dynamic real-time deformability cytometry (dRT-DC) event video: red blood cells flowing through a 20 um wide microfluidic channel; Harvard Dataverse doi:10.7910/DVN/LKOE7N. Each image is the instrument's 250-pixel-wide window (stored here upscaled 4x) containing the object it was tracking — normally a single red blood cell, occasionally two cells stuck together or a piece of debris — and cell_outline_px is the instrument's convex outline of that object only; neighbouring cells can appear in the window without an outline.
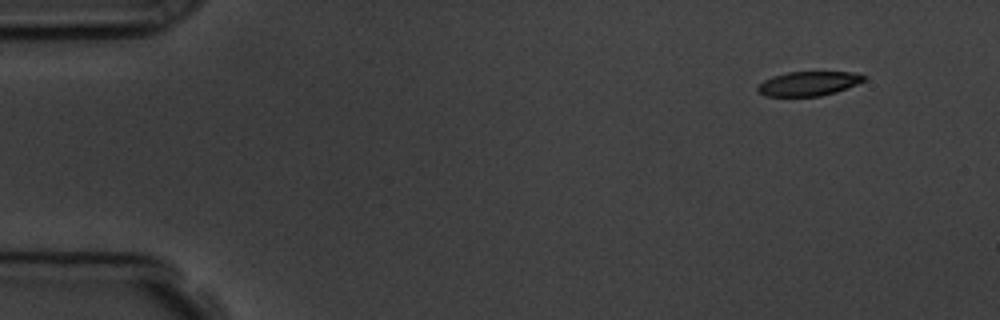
{"species": "common noctule bat (a hibernating species)", "species_latin": "Nyctalus noctula", "temperature_condition": "room temperature", "stored_images_in_passage": 6, "camera_frame_rate_fps": 3000, "um_per_image_px": 0.085, "animal": {"sex": "male", "body_mass_g": 19.5, "forearm_length_mm": 54.6}, "frame": {"image": 1, "passage_image": 1, "time_ms": 0.0, "image_size_px": [1000, 320], "cell_outline_px": [[868, 76], [864, 80], [856, 84], [836, 92], [820, 96], [764, 96], [756, 92], [756, 88], [764, 80], [772, 76], [788, 72], [852, 72]], "centroid_in_image_um": [68.69, 7.11], "position_along_channel_um": 16.3, "area_um2": 15.09}}
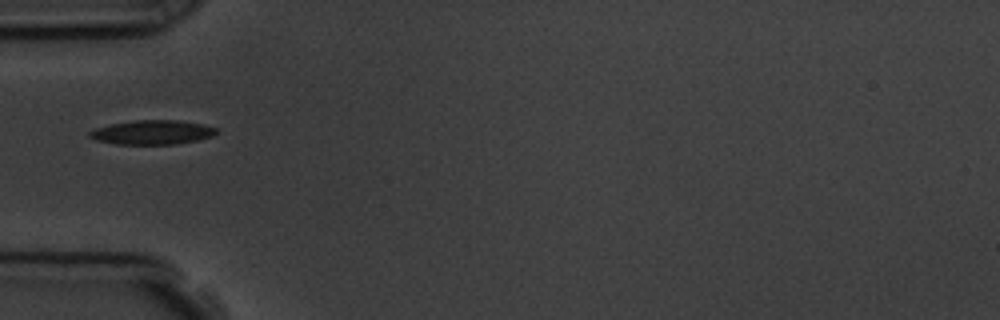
{"frame": {"image": 2, "passage_image": 4, "time_ms": 4.333, "image_size_px": [1000, 320], "cell_outline_px": [[216, 132], [212, 136], [196, 140], [176, 144], [116, 144], [96, 140], [88, 136], [88, 132], [96, 128], [108, 124], [136, 120], [176, 120], [204, 124], [216, 128]], "centroid_in_image_um": [12.91, 11.24], "position_along_channel_um": 72.1, "area_um2": 17.86}}
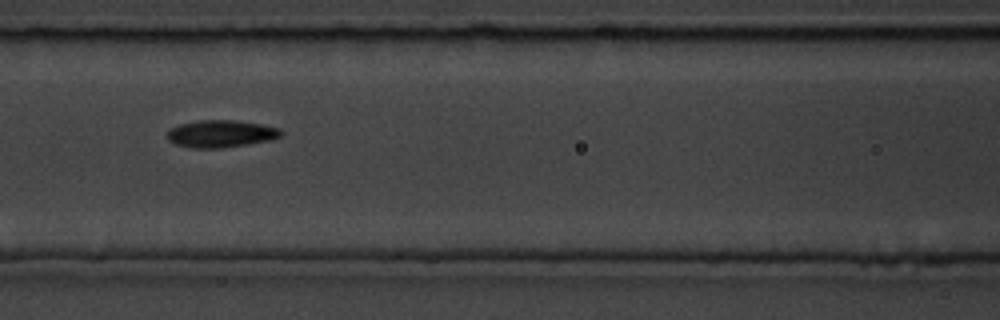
{"frame": {"image": 3, "passage_image": 6, "time_ms": 6.333, "image_size_px": [1000, 320], "cell_outline_px": [[284, 132], [280, 136], [272, 140], [220, 148], [192, 148], [176, 144], [168, 140], [168, 128], [180, 124], [200, 120], [232, 120], [260, 124], [280, 128]], "centroid_in_image_um": [18.78, 11.37], "position_along_channel_um": 147.8, "area_um2": 18.03}}